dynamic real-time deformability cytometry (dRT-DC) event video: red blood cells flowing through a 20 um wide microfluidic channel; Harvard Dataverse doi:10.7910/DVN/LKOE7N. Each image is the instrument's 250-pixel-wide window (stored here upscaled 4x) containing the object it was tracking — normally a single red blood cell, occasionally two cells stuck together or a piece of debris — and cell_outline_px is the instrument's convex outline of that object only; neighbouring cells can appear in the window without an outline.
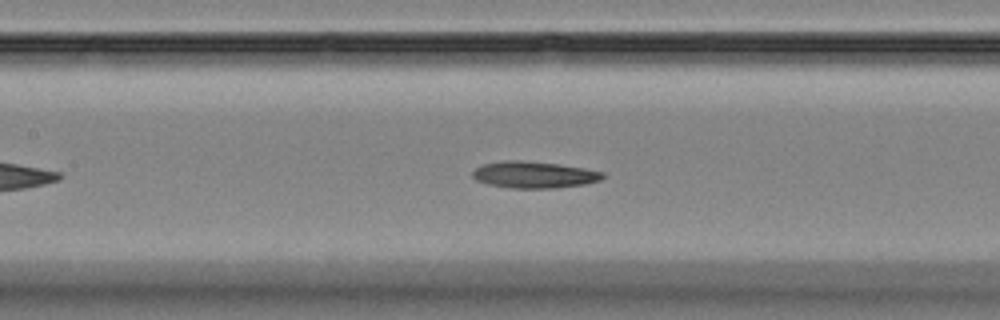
{"species": "Egyptian fruit bat (a non-hibernating species)", "species_latin": "Rousettus aegyptiacus", "temperature_condition": "room temperature", "stored_images_in_passage": 7, "segment_of_instrument_passage": [2, 2], "camera_frame_rate_fps": 3000, "um_per_image_px": 0.085, "animal": {"sex": "female"}, "frame": {"image": 1, "passage_image": 7, "time_ms": 7.667, "image_size_px": [1000, 320], "cell_outline_px": [[604, 176], [600, 180], [584, 184], [556, 188], [508, 188], [488, 184], [476, 180], [472, 176], [472, 172], [476, 168], [484, 164], [504, 160], [520, 160], [556, 164], [584, 168], [604, 172]], "centroid_in_image_um": [45.37, 14.86], "position_along_channel_um": 162.0, "area_um2": 20.11}}